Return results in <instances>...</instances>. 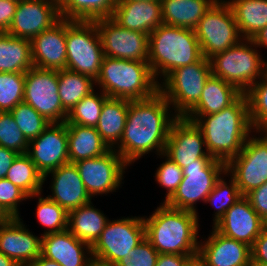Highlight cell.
I'll return each instance as SVG.
<instances>
[{
  "mask_svg": "<svg viewBox=\"0 0 267 266\" xmlns=\"http://www.w3.org/2000/svg\"><path fill=\"white\" fill-rule=\"evenodd\" d=\"M245 94L252 129L256 132L267 131V72Z\"/></svg>",
  "mask_w": 267,
  "mask_h": 266,
  "instance_id": "cell-39",
  "label": "cell"
},
{
  "mask_svg": "<svg viewBox=\"0 0 267 266\" xmlns=\"http://www.w3.org/2000/svg\"><path fill=\"white\" fill-rule=\"evenodd\" d=\"M229 4L242 38L252 39L267 26V0H221Z\"/></svg>",
  "mask_w": 267,
  "mask_h": 266,
  "instance_id": "cell-31",
  "label": "cell"
},
{
  "mask_svg": "<svg viewBox=\"0 0 267 266\" xmlns=\"http://www.w3.org/2000/svg\"><path fill=\"white\" fill-rule=\"evenodd\" d=\"M177 118L160 91L146 99L129 100L124 132L114 150L129 166L146 154L164 153L171 125Z\"/></svg>",
  "mask_w": 267,
  "mask_h": 266,
  "instance_id": "cell-1",
  "label": "cell"
},
{
  "mask_svg": "<svg viewBox=\"0 0 267 266\" xmlns=\"http://www.w3.org/2000/svg\"><path fill=\"white\" fill-rule=\"evenodd\" d=\"M92 201L68 212V230L80 241L92 246L109 218Z\"/></svg>",
  "mask_w": 267,
  "mask_h": 266,
  "instance_id": "cell-28",
  "label": "cell"
},
{
  "mask_svg": "<svg viewBox=\"0 0 267 266\" xmlns=\"http://www.w3.org/2000/svg\"><path fill=\"white\" fill-rule=\"evenodd\" d=\"M18 1L0 0V32H7L15 15Z\"/></svg>",
  "mask_w": 267,
  "mask_h": 266,
  "instance_id": "cell-48",
  "label": "cell"
},
{
  "mask_svg": "<svg viewBox=\"0 0 267 266\" xmlns=\"http://www.w3.org/2000/svg\"><path fill=\"white\" fill-rule=\"evenodd\" d=\"M243 93L214 75L206 80L198 103L186 115H209L232 105Z\"/></svg>",
  "mask_w": 267,
  "mask_h": 266,
  "instance_id": "cell-26",
  "label": "cell"
},
{
  "mask_svg": "<svg viewBox=\"0 0 267 266\" xmlns=\"http://www.w3.org/2000/svg\"><path fill=\"white\" fill-rule=\"evenodd\" d=\"M28 195L6 178L0 179V209L10 217H21L19 206Z\"/></svg>",
  "mask_w": 267,
  "mask_h": 266,
  "instance_id": "cell-44",
  "label": "cell"
},
{
  "mask_svg": "<svg viewBox=\"0 0 267 266\" xmlns=\"http://www.w3.org/2000/svg\"><path fill=\"white\" fill-rule=\"evenodd\" d=\"M128 107L127 99L108 98L103 103L95 128L110 149H114L122 138Z\"/></svg>",
  "mask_w": 267,
  "mask_h": 266,
  "instance_id": "cell-30",
  "label": "cell"
},
{
  "mask_svg": "<svg viewBox=\"0 0 267 266\" xmlns=\"http://www.w3.org/2000/svg\"><path fill=\"white\" fill-rule=\"evenodd\" d=\"M192 256L195 255L159 254L155 266H185Z\"/></svg>",
  "mask_w": 267,
  "mask_h": 266,
  "instance_id": "cell-49",
  "label": "cell"
},
{
  "mask_svg": "<svg viewBox=\"0 0 267 266\" xmlns=\"http://www.w3.org/2000/svg\"><path fill=\"white\" fill-rule=\"evenodd\" d=\"M66 69L96 80L104 58L95 21L66 19Z\"/></svg>",
  "mask_w": 267,
  "mask_h": 266,
  "instance_id": "cell-7",
  "label": "cell"
},
{
  "mask_svg": "<svg viewBox=\"0 0 267 266\" xmlns=\"http://www.w3.org/2000/svg\"><path fill=\"white\" fill-rule=\"evenodd\" d=\"M31 58L37 68L66 69V19L61 18L50 29L31 39Z\"/></svg>",
  "mask_w": 267,
  "mask_h": 266,
  "instance_id": "cell-21",
  "label": "cell"
},
{
  "mask_svg": "<svg viewBox=\"0 0 267 266\" xmlns=\"http://www.w3.org/2000/svg\"><path fill=\"white\" fill-rule=\"evenodd\" d=\"M21 217H10L0 223V252L19 266H30L41 255L42 235L27 228Z\"/></svg>",
  "mask_w": 267,
  "mask_h": 266,
  "instance_id": "cell-19",
  "label": "cell"
},
{
  "mask_svg": "<svg viewBox=\"0 0 267 266\" xmlns=\"http://www.w3.org/2000/svg\"><path fill=\"white\" fill-rule=\"evenodd\" d=\"M111 18L121 27L149 35L163 24L161 0H117Z\"/></svg>",
  "mask_w": 267,
  "mask_h": 266,
  "instance_id": "cell-25",
  "label": "cell"
},
{
  "mask_svg": "<svg viewBox=\"0 0 267 266\" xmlns=\"http://www.w3.org/2000/svg\"><path fill=\"white\" fill-rule=\"evenodd\" d=\"M25 73L0 72V112L11 111L24 99Z\"/></svg>",
  "mask_w": 267,
  "mask_h": 266,
  "instance_id": "cell-41",
  "label": "cell"
},
{
  "mask_svg": "<svg viewBox=\"0 0 267 266\" xmlns=\"http://www.w3.org/2000/svg\"><path fill=\"white\" fill-rule=\"evenodd\" d=\"M227 172L216 181L213 190L206 197L205 203L215 208L213 226L225 215V212L241 198V193L235 180ZM230 178L227 181L225 178ZM226 180V181H225Z\"/></svg>",
  "mask_w": 267,
  "mask_h": 266,
  "instance_id": "cell-36",
  "label": "cell"
},
{
  "mask_svg": "<svg viewBox=\"0 0 267 266\" xmlns=\"http://www.w3.org/2000/svg\"><path fill=\"white\" fill-rule=\"evenodd\" d=\"M67 125L69 163L99 157L110 148L94 127Z\"/></svg>",
  "mask_w": 267,
  "mask_h": 266,
  "instance_id": "cell-27",
  "label": "cell"
},
{
  "mask_svg": "<svg viewBox=\"0 0 267 266\" xmlns=\"http://www.w3.org/2000/svg\"><path fill=\"white\" fill-rule=\"evenodd\" d=\"M89 266H113V265H106V264H102V263H99V262L93 260V261L90 263Z\"/></svg>",
  "mask_w": 267,
  "mask_h": 266,
  "instance_id": "cell-56",
  "label": "cell"
},
{
  "mask_svg": "<svg viewBox=\"0 0 267 266\" xmlns=\"http://www.w3.org/2000/svg\"><path fill=\"white\" fill-rule=\"evenodd\" d=\"M99 91V92H98ZM94 90L83 97L69 112L66 124L96 127L103 103L109 98L101 90Z\"/></svg>",
  "mask_w": 267,
  "mask_h": 266,
  "instance_id": "cell-37",
  "label": "cell"
},
{
  "mask_svg": "<svg viewBox=\"0 0 267 266\" xmlns=\"http://www.w3.org/2000/svg\"><path fill=\"white\" fill-rule=\"evenodd\" d=\"M208 238L199 241V256L207 266H249L251 247L219 233L213 226Z\"/></svg>",
  "mask_w": 267,
  "mask_h": 266,
  "instance_id": "cell-23",
  "label": "cell"
},
{
  "mask_svg": "<svg viewBox=\"0 0 267 266\" xmlns=\"http://www.w3.org/2000/svg\"><path fill=\"white\" fill-rule=\"evenodd\" d=\"M245 197L263 220L267 218V182L251 190Z\"/></svg>",
  "mask_w": 267,
  "mask_h": 266,
  "instance_id": "cell-46",
  "label": "cell"
},
{
  "mask_svg": "<svg viewBox=\"0 0 267 266\" xmlns=\"http://www.w3.org/2000/svg\"><path fill=\"white\" fill-rule=\"evenodd\" d=\"M100 34L104 56L147 61L149 35L121 27L111 17L94 20Z\"/></svg>",
  "mask_w": 267,
  "mask_h": 266,
  "instance_id": "cell-15",
  "label": "cell"
},
{
  "mask_svg": "<svg viewBox=\"0 0 267 266\" xmlns=\"http://www.w3.org/2000/svg\"><path fill=\"white\" fill-rule=\"evenodd\" d=\"M32 67L31 40L0 32V72L25 73Z\"/></svg>",
  "mask_w": 267,
  "mask_h": 266,
  "instance_id": "cell-32",
  "label": "cell"
},
{
  "mask_svg": "<svg viewBox=\"0 0 267 266\" xmlns=\"http://www.w3.org/2000/svg\"><path fill=\"white\" fill-rule=\"evenodd\" d=\"M253 42L258 48L267 49V26L261 29L253 38Z\"/></svg>",
  "mask_w": 267,
  "mask_h": 266,
  "instance_id": "cell-51",
  "label": "cell"
},
{
  "mask_svg": "<svg viewBox=\"0 0 267 266\" xmlns=\"http://www.w3.org/2000/svg\"><path fill=\"white\" fill-rule=\"evenodd\" d=\"M201 130L208 153L227 163L243 149L254 133L249 119V102L242 94L232 105L209 115H185Z\"/></svg>",
  "mask_w": 267,
  "mask_h": 266,
  "instance_id": "cell-2",
  "label": "cell"
},
{
  "mask_svg": "<svg viewBox=\"0 0 267 266\" xmlns=\"http://www.w3.org/2000/svg\"><path fill=\"white\" fill-rule=\"evenodd\" d=\"M50 177L52 194L49 199L59 204L67 212L91 202L92 198L87 193L84 183L74 163L61 165L43 176V183Z\"/></svg>",
  "mask_w": 267,
  "mask_h": 266,
  "instance_id": "cell-22",
  "label": "cell"
},
{
  "mask_svg": "<svg viewBox=\"0 0 267 266\" xmlns=\"http://www.w3.org/2000/svg\"><path fill=\"white\" fill-rule=\"evenodd\" d=\"M249 266H267V265H264V264H261V263H257V262H250Z\"/></svg>",
  "mask_w": 267,
  "mask_h": 266,
  "instance_id": "cell-57",
  "label": "cell"
},
{
  "mask_svg": "<svg viewBox=\"0 0 267 266\" xmlns=\"http://www.w3.org/2000/svg\"><path fill=\"white\" fill-rule=\"evenodd\" d=\"M41 255L62 266H89L93 261L91 246L68 229L42 235Z\"/></svg>",
  "mask_w": 267,
  "mask_h": 266,
  "instance_id": "cell-24",
  "label": "cell"
},
{
  "mask_svg": "<svg viewBox=\"0 0 267 266\" xmlns=\"http://www.w3.org/2000/svg\"><path fill=\"white\" fill-rule=\"evenodd\" d=\"M164 154L181 168L201 158H213L206 149L201 130L184 117H178L171 125Z\"/></svg>",
  "mask_w": 267,
  "mask_h": 266,
  "instance_id": "cell-17",
  "label": "cell"
},
{
  "mask_svg": "<svg viewBox=\"0 0 267 266\" xmlns=\"http://www.w3.org/2000/svg\"><path fill=\"white\" fill-rule=\"evenodd\" d=\"M28 143L12 114L9 111L0 112V146L18 154H26Z\"/></svg>",
  "mask_w": 267,
  "mask_h": 266,
  "instance_id": "cell-42",
  "label": "cell"
},
{
  "mask_svg": "<svg viewBox=\"0 0 267 266\" xmlns=\"http://www.w3.org/2000/svg\"><path fill=\"white\" fill-rule=\"evenodd\" d=\"M177 190L164 203L172 208L198 213L197 202L205 203L216 181L226 172V163L215 158H201L182 168Z\"/></svg>",
  "mask_w": 267,
  "mask_h": 266,
  "instance_id": "cell-9",
  "label": "cell"
},
{
  "mask_svg": "<svg viewBox=\"0 0 267 266\" xmlns=\"http://www.w3.org/2000/svg\"><path fill=\"white\" fill-rule=\"evenodd\" d=\"M160 204L149 217L143 216L145 238L159 254L197 255L198 213Z\"/></svg>",
  "mask_w": 267,
  "mask_h": 266,
  "instance_id": "cell-3",
  "label": "cell"
},
{
  "mask_svg": "<svg viewBox=\"0 0 267 266\" xmlns=\"http://www.w3.org/2000/svg\"><path fill=\"white\" fill-rule=\"evenodd\" d=\"M254 134L247 138L241 152L226 163V172L242 196L267 182V131Z\"/></svg>",
  "mask_w": 267,
  "mask_h": 266,
  "instance_id": "cell-12",
  "label": "cell"
},
{
  "mask_svg": "<svg viewBox=\"0 0 267 266\" xmlns=\"http://www.w3.org/2000/svg\"><path fill=\"white\" fill-rule=\"evenodd\" d=\"M211 74L210 60L202 57L196 63L173 70L159 83V91L172 106L174 113L184 117L198 103Z\"/></svg>",
  "mask_w": 267,
  "mask_h": 266,
  "instance_id": "cell-8",
  "label": "cell"
},
{
  "mask_svg": "<svg viewBox=\"0 0 267 266\" xmlns=\"http://www.w3.org/2000/svg\"><path fill=\"white\" fill-rule=\"evenodd\" d=\"M30 266H62L56 261L49 260L42 255H40L35 261H33Z\"/></svg>",
  "mask_w": 267,
  "mask_h": 266,
  "instance_id": "cell-52",
  "label": "cell"
},
{
  "mask_svg": "<svg viewBox=\"0 0 267 266\" xmlns=\"http://www.w3.org/2000/svg\"><path fill=\"white\" fill-rule=\"evenodd\" d=\"M18 155L15 151L0 146V179L6 177L9 168Z\"/></svg>",
  "mask_w": 267,
  "mask_h": 266,
  "instance_id": "cell-50",
  "label": "cell"
},
{
  "mask_svg": "<svg viewBox=\"0 0 267 266\" xmlns=\"http://www.w3.org/2000/svg\"><path fill=\"white\" fill-rule=\"evenodd\" d=\"M60 19L58 0H20L6 33L31 40Z\"/></svg>",
  "mask_w": 267,
  "mask_h": 266,
  "instance_id": "cell-18",
  "label": "cell"
},
{
  "mask_svg": "<svg viewBox=\"0 0 267 266\" xmlns=\"http://www.w3.org/2000/svg\"><path fill=\"white\" fill-rule=\"evenodd\" d=\"M117 0H58L60 17L68 20L94 21L112 17Z\"/></svg>",
  "mask_w": 267,
  "mask_h": 266,
  "instance_id": "cell-33",
  "label": "cell"
},
{
  "mask_svg": "<svg viewBox=\"0 0 267 266\" xmlns=\"http://www.w3.org/2000/svg\"><path fill=\"white\" fill-rule=\"evenodd\" d=\"M96 87L109 98L142 100L159 91V83L147 61L104 56Z\"/></svg>",
  "mask_w": 267,
  "mask_h": 266,
  "instance_id": "cell-5",
  "label": "cell"
},
{
  "mask_svg": "<svg viewBox=\"0 0 267 266\" xmlns=\"http://www.w3.org/2000/svg\"><path fill=\"white\" fill-rule=\"evenodd\" d=\"M159 253L144 238L129 254L121 258L114 266H155Z\"/></svg>",
  "mask_w": 267,
  "mask_h": 266,
  "instance_id": "cell-45",
  "label": "cell"
},
{
  "mask_svg": "<svg viewBox=\"0 0 267 266\" xmlns=\"http://www.w3.org/2000/svg\"><path fill=\"white\" fill-rule=\"evenodd\" d=\"M264 229L267 230V218L264 219Z\"/></svg>",
  "mask_w": 267,
  "mask_h": 266,
  "instance_id": "cell-58",
  "label": "cell"
},
{
  "mask_svg": "<svg viewBox=\"0 0 267 266\" xmlns=\"http://www.w3.org/2000/svg\"><path fill=\"white\" fill-rule=\"evenodd\" d=\"M185 266H207L206 262L199 256V254L192 256Z\"/></svg>",
  "mask_w": 267,
  "mask_h": 266,
  "instance_id": "cell-53",
  "label": "cell"
},
{
  "mask_svg": "<svg viewBox=\"0 0 267 266\" xmlns=\"http://www.w3.org/2000/svg\"><path fill=\"white\" fill-rule=\"evenodd\" d=\"M259 51L252 39L242 38L233 47L209 59L212 75L245 94L267 72V58L263 59Z\"/></svg>",
  "mask_w": 267,
  "mask_h": 266,
  "instance_id": "cell-6",
  "label": "cell"
},
{
  "mask_svg": "<svg viewBox=\"0 0 267 266\" xmlns=\"http://www.w3.org/2000/svg\"><path fill=\"white\" fill-rule=\"evenodd\" d=\"M91 198L116 192L124 184L125 170L129 165L114 150L74 163Z\"/></svg>",
  "mask_w": 267,
  "mask_h": 266,
  "instance_id": "cell-14",
  "label": "cell"
},
{
  "mask_svg": "<svg viewBox=\"0 0 267 266\" xmlns=\"http://www.w3.org/2000/svg\"><path fill=\"white\" fill-rule=\"evenodd\" d=\"M164 159V161L159 165L155 173V181L161 188H165L166 196L164 203L167 201L177 190L179 184L182 181L183 172L182 168L179 167L175 162L168 158L164 153L158 155Z\"/></svg>",
  "mask_w": 267,
  "mask_h": 266,
  "instance_id": "cell-43",
  "label": "cell"
},
{
  "mask_svg": "<svg viewBox=\"0 0 267 266\" xmlns=\"http://www.w3.org/2000/svg\"><path fill=\"white\" fill-rule=\"evenodd\" d=\"M0 266H19L13 259L0 252Z\"/></svg>",
  "mask_w": 267,
  "mask_h": 266,
  "instance_id": "cell-54",
  "label": "cell"
},
{
  "mask_svg": "<svg viewBox=\"0 0 267 266\" xmlns=\"http://www.w3.org/2000/svg\"><path fill=\"white\" fill-rule=\"evenodd\" d=\"M5 178L28 196L43 192V175L27 154H19L15 158Z\"/></svg>",
  "mask_w": 267,
  "mask_h": 266,
  "instance_id": "cell-35",
  "label": "cell"
},
{
  "mask_svg": "<svg viewBox=\"0 0 267 266\" xmlns=\"http://www.w3.org/2000/svg\"><path fill=\"white\" fill-rule=\"evenodd\" d=\"M26 154L43 176L69 163L66 122L51 123L38 137L29 141Z\"/></svg>",
  "mask_w": 267,
  "mask_h": 266,
  "instance_id": "cell-16",
  "label": "cell"
},
{
  "mask_svg": "<svg viewBox=\"0 0 267 266\" xmlns=\"http://www.w3.org/2000/svg\"><path fill=\"white\" fill-rule=\"evenodd\" d=\"M43 192L28 196V199H33L36 197L37 207H36V219L39 225L47 228L41 235H46L49 233L60 232L68 228V212L62 208L59 204L55 203L47 196L43 197Z\"/></svg>",
  "mask_w": 267,
  "mask_h": 266,
  "instance_id": "cell-38",
  "label": "cell"
},
{
  "mask_svg": "<svg viewBox=\"0 0 267 266\" xmlns=\"http://www.w3.org/2000/svg\"><path fill=\"white\" fill-rule=\"evenodd\" d=\"M251 262L267 265V230L264 229L251 247Z\"/></svg>",
  "mask_w": 267,
  "mask_h": 266,
  "instance_id": "cell-47",
  "label": "cell"
},
{
  "mask_svg": "<svg viewBox=\"0 0 267 266\" xmlns=\"http://www.w3.org/2000/svg\"><path fill=\"white\" fill-rule=\"evenodd\" d=\"M8 218L9 217L0 209V223L6 221Z\"/></svg>",
  "mask_w": 267,
  "mask_h": 266,
  "instance_id": "cell-55",
  "label": "cell"
},
{
  "mask_svg": "<svg viewBox=\"0 0 267 266\" xmlns=\"http://www.w3.org/2000/svg\"><path fill=\"white\" fill-rule=\"evenodd\" d=\"M145 238L143 216H127L108 220L99 238L91 246L92 258L115 265Z\"/></svg>",
  "mask_w": 267,
  "mask_h": 266,
  "instance_id": "cell-10",
  "label": "cell"
},
{
  "mask_svg": "<svg viewBox=\"0 0 267 266\" xmlns=\"http://www.w3.org/2000/svg\"><path fill=\"white\" fill-rule=\"evenodd\" d=\"M213 227L222 235L252 247L264 230V220L252 208L249 200L241 196Z\"/></svg>",
  "mask_w": 267,
  "mask_h": 266,
  "instance_id": "cell-20",
  "label": "cell"
},
{
  "mask_svg": "<svg viewBox=\"0 0 267 266\" xmlns=\"http://www.w3.org/2000/svg\"><path fill=\"white\" fill-rule=\"evenodd\" d=\"M216 0H161L165 25L195 29Z\"/></svg>",
  "mask_w": 267,
  "mask_h": 266,
  "instance_id": "cell-29",
  "label": "cell"
},
{
  "mask_svg": "<svg viewBox=\"0 0 267 266\" xmlns=\"http://www.w3.org/2000/svg\"><path fill=\"white\" fill-rule=\"evenodd\" d=\"M95 80L68 69L58 70V94L62 107L69 112L83 97L94 91Z\"/></svg>",
  "mask_w": 267,
  "mask_h": 266,
  "instance_id": "cell-34",
  "label": "cell"
},
{
  "mask_svg": "<svg viewBox=\"0 0 267 266\" xmlns=\"http://www.w3.org/2000/svg\"><path fill=\"white\" fill-rule=\"evenodd\" d=\"M202 57L194 29L162 24L149 34L147 62L158 83L173 70L196 63Z\"/></svg>",
  "mask_w": 267,
  "mask_h": 266,
  "instance_id": "cell-4",
  "label": "cell"
},
{
  "mask_svg": "<svg viewBox=\"0 0 267 266\" xmlns=\"http://www.w3.org/2000/svg\"><path fill=\"white\" fill-rule=\"evenodd\" d=\"M10 113L28 142L38 137L51 124L24 102L17 104Z\"/></svg>",
  "mask_w": 267,
  "mask_h": 266,
  "instance_id": "cell-40",
  "label": "cell"
},
{
  "mask_svg": "<svg viewBox=\"0 0 267 266\" xmlns=\"http://www.w3.org/2000/svg\"><path fill=\"white\" fill-rule=\"evenodd\" d=\"M194 30L201 53L207 59L233 47L242 39L229 4L221 0L211 5Z\"/></svg>",
  "mask_w": 267,
  "mask_h": 266,
  "instance_id": "cell-11",
  "label": "cell"
},
{
  "mask_svg": "<svg viewBox=\"0 0 267 266\" xmlns=\"http://www.w3.org/2000/svg\"><path fill=\"white\" fill-rule=\"evenodd\" d=\"M58 71L32 67L25 72L23 102L31 105L50 123H64L68 112L58 94Z\"/></svg>",
  "mask_w": 267,
  "mask_h": 266,
  "instance_id": "cell-13",
  "label": "cell"
}]
</instances>
